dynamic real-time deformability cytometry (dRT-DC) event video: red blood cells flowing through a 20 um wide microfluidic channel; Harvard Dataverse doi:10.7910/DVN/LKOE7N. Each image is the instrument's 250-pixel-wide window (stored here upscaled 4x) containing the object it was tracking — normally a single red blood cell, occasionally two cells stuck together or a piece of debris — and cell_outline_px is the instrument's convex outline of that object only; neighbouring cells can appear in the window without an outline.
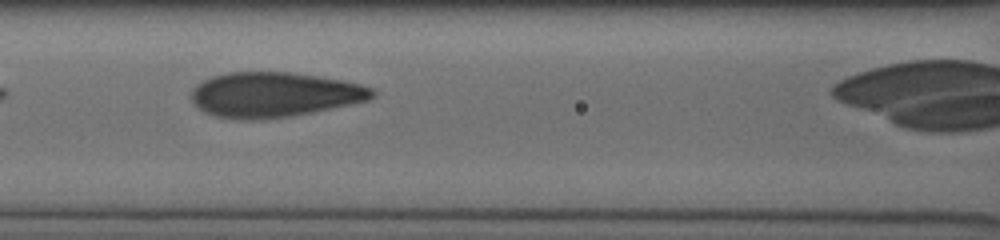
{"species": "human", "species_latin": "Homo sapiens", "temperature_condition": "cold", "stored_images_in_passage": 25, "camera_frame_rate_fps": 3000, "um_per_image_px": 0.085, "donor": {"sex": "male"}, "frame": {"image": 1, "passage_image": 5, "time_ms": 1.333, "image_size_px": [1000, 240], "cell_outline_px": [[376, 96], [368, 100], [292, 116], [252, 120], [244, 120], [216, 116], [204, 112], [192, 100], [192, 88], [196, 84], [212, 76], [224, 72], [292, 72], [340, 80], [360, 84], [372, 88], [376, 92]], "centroid_in_image_um": [23.28, 8.04], "position_along_channel_um": 143.3, "area_um2": 47.16}}
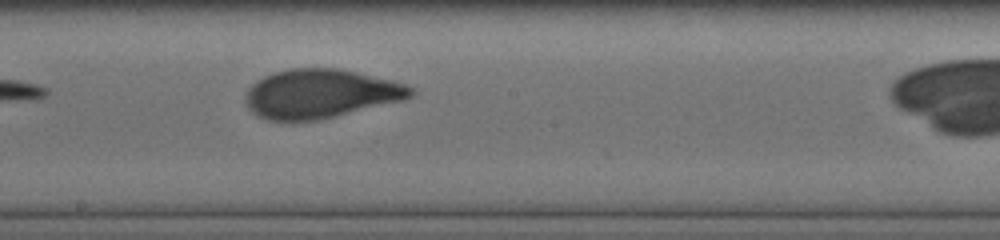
{"frame": {"image": 2, "passage_image": 11, "time_ms": 3.333, "image_size_px": [1000, 240], "cell_outline_px": [[416, 92], [412, 96], [404, 100], [320, 120], [268, 120], [256, 116], [248, 108], [244, 100], [244, 96], [248, 88], [256, 80], [272, 72], [288, 68], [336, 68], [392, 80], [404, 84], [412, 88]], "centroid_in_image_um": [27.2, 7.97], "position_along_channel_um": 221.0, "area_um2": 47.34}}
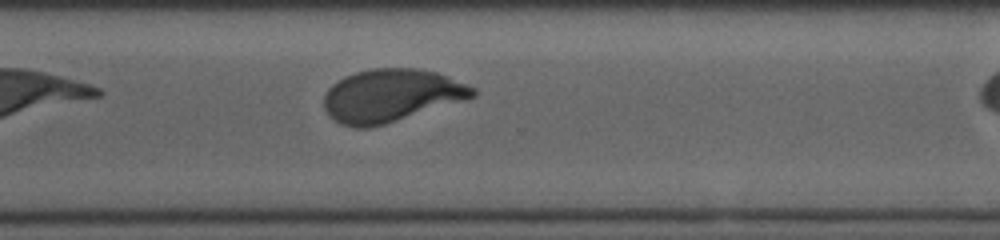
{"frame": {"image": 3, "passage_image": 20, "time_ms": 6.333, "image_size_px": [1000, 240], "cell_outline_px": [[476, 96], [468, 100], [384, 124], [368, 128], [352, 128], [340, 124], [328, 116], [324, 108], [324, 96], [328, 88], [332, 84], [344, 76], [356, 72], [372, 68], [416, 68], [436, 72], [448, 76], [476, 88]], "centroid_in_image_um": [33.25, 8.13], "position_along_channel_um": 337.3, "area_um2": 46.24}, "authors_computed_cell_mechanics": {"area_um2": 46.9914, "velocity_mm_per_s": 3.8877, "shape_relaxation_time_tau1_ms": 4.088, "shape_relaxation_time_tau2_ms": null, "deformation_change_tau1": 0.1513, "deformation_change_tau2": null}}